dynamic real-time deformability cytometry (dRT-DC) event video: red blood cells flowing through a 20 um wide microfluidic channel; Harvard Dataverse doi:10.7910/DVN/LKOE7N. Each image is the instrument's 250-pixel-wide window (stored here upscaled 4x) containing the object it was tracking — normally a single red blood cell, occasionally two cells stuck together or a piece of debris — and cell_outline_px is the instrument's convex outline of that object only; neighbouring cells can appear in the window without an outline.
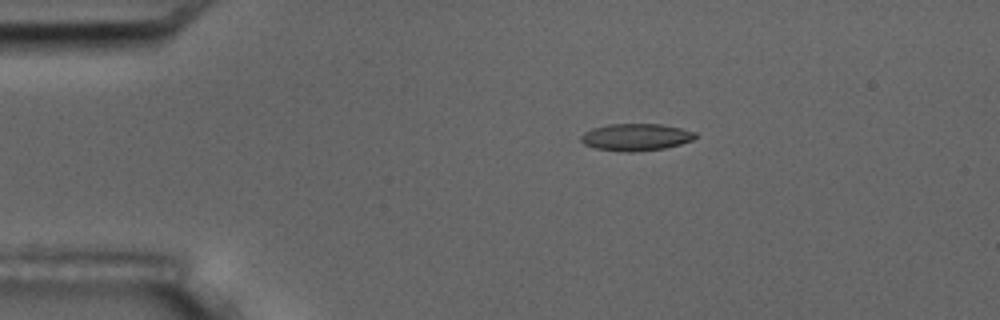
{"species": "common noctule bat (a hibernating species)", "species_latin": "Nyctalus noctula", "temperature_condition": "room temperature", "stored_images_in_passage": 2, "camera_frame_rate_fps": 3000, "um_per_image_px": 0.085, "animal": {"sex": "male", "body_mass_g": 17.5, "forearm_length_mm": 52.3}, "frame": {"image": 1, "passage_image": 1, "time_ms": 0.0, "image_size_px": [1000, 320], "cell_outline_px": [[696, 136], [692, 140], [680, 144], [664, 148], [632, 152], [628, 152], [596, 148], [584, 144], [580, 140], [580, 136], [584, 132], [592, 128], [608, 124], [660, 124], [680, 128], [696, 132]], "centroid_in_image_um": [54.03, 11.65], "position_along_channel_um": 31.0, "area_um2": 17.92}}